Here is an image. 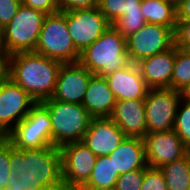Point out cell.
<instances>
[{"mask_svg": "<svg viewBox=\"0 0 190 190\" xmlns=\"http://www.w3.org/2000/svg\"><path fill=\"white\" fill-rule=\"evenodd\" d=\"M66 22L74 46L80 54L111 26L98 6L66 11Z\"/></svg>", "mask_w": 190, "mask_h": 190, "instance_id": "11", "label": "cell"}, {"mask_svg": "<svg viewBox=\"0 0 190 190\" xmlns=\"http://www.w3.org/2000/svg\"><path fill=\"white\" fill-rule=\"evenodd\" d=\"M22 4L45 14L59 11L57 0H21Z\"/></svg>", "mask_w": 190, "mask_h": 190, "instance_id": "33", "label": "cell"}, {"mask_svg": "<svg viewBox=\"0 0 190 190\" xmlns=\"http://www.w3.org/2000/svg\"><path fill=\"white\" fill-rule=\"evenodd\" d=\"M100 190H117V189L115 187H113V188L100 189Z\"/></svg>", "mask_w": 190, "mask_h": 190, "instance_id": "42", "label": "cell"}, {"mask_svg": "<svg viewBox=\"0 0 190 190\" xmlns=\"http://www.w3.org/2000/svg\"><path fill=\"white\" fill-rule=\"evenodd\" d=\"M47 14L23 4L5 26V54L34 51Z\"/></svg>", "mask_w": 190, "mask_h": 190, "instance_id": "7", "label": "cell"}, {"mask_svg": "<svg viewBox=\"0 0 190 190\" xmlns=\"http://www.w3.org/2000/svg\"><path fill=\"white\" fill-rule=\"evenodd\" d=\"M0 49H5V27L0 22Z\"/></svg>", "mask_w": 190, "mask_h": 190, "instance_id": "37", "label": "cell"}, {"mask_svg": "<svg viewBox=\"0 0 190 190\" xmlns=\"http://www.w3.org/2000/svg\"><path fill=\"white\" fill-rule=\"evenodd\" d=\"M92 75L80 62L62 63L51 99L82 104Z\"/></svg>", "mask_w": 190, "mask_h": 190, "instance_id": "14", "label": "cell"}, {"mask_svg": "<svg viewBox=\"0 0 190 190\" xmlns=\"http://www.w3.org/2000/svg\"><path fill=\"white\" fill-rule=\"evenodd\" d=\"M112 159L108 155L98 156L88 181L79 190H100L113 188L119 177Z\"/></svg>", "mask_w": 190, "mask_h": 190, "instance_id": "22", "label": "cell"}, {"mask_svg": "<svg viewBox=\"0 0 190 190\" xmlns=\"http://www.w3.org/2000/svg\"><path fill=\"white\" fill-rule=\"evenodd\" d=\"M110 118L118 125L126 137L143 139L147 134L145 100L116 101Z\"/></svg>", "mask_w": 190, "mask_h": 190, "instance_id": "17", "label": "cell"}, {"mask_svg": "<svg viewBox=\"0 0 190 190\" xmlns=\"http://www.w3.org/2000/svg\"><path fill=\"white\" fill-rule=\"evenodd\" d=\"M8 140L22 150L54 146L48 108L42 102H36L28 115L9 132Z\"/></svg>", "mask_w": 190, "mask_h": 190, "instance_id": "6", "label": "cell"}, {"mask_svg": "<svg viewBox=\"0 0 190 190\" xmlns=\"http://www.w3.org/2000/svg\"><path fill=\"white\" fill-rule=\"evenodd\" d=\"M61 65L34 51L14 53L7 59V77L42 102L53 95Z\"/></svg>", "mask_w": 190, "mask_h": 190, "instance_id": "2", "label": "cell"}, {"mask_svg": "<svg viewBox=\"0 0 190 190\" xmlns=\"http://www.w3.org/2000/svg\"><path fill=\"white\" fill-rule=\"evenodd\" d=\"M42 103L48 108L52 123V143L56 147L82 141L92 116L82 104L65 103L47 99Z\"/></svg>", "mask_w": 190, "mask_h": 190, "instance_id": "4", "label": "cell"}, {"mask_svg": "<svg viewBox=\"0 0 190 190\" xmlns=\"http://www.w3.org/2000/svg\"><path fill=\"white\" fill-rule=\"evenodd\" d=\"M175 62V46L145 58L137 63L142 78L150 89L171 88V77Z\"/></svg>", "mask_w": 190, "mask_h": 190, "instance_id": "18", "label": "cell"}, {"mask_svg": "<svg viewBox=\"0 0 190 190\" xmlns=\"http://www.w3.org/2000/svg\"><path fill=\"white\" fill-rule=\"evenodd\" d=\"M183 93L173 88L149 89L145 98L147 134L174 129L177 108Z\"/></svg>", "mask_w": 190, "mask_h": 190, "instance_id": "8", "label": "cell"}, {"mask_svg": "<svg viewBox=\"0 0 190 190\" xmlns=\"http://www.w3.org/2000/svg\"><path fill=\"white\" fill-rule=\"evenodd\" d=\"M11 169L9 164V140L0 146V190L8 184Z\"/></svg>", "mask_w": 190, "mask_h": 190, "instance_id": "31", "label": "cell"}, {"mask_svg": "<svg viewBox=\"0 0 190 190\" xmlns=\"http://www.w3.org/2000/svg\"><path fill=\"white\" fill-rule=\"evenodd\" d=\"M130 62L141 60L171 49L174 46V31L167 26L146 23L137 32L126 37Z\"/></svg>", "mask_w": 190, "mask_h": 190, "instance_id": "10", "label": "cell"}, {"mask_svg": "<svg viewBox=\"0 0 190 190\" xmlns=\"http://www.w3.org/2000/svg\"><path fill=\"white\" fill-rule=\"evenodd\" d=\"M146 23L141 10H132L125 12L123 16L118 18L111 25L126 38L130 34L137 32Z\"/></svg>", "mask_w": 190, "mask_h": 190, "instance_id": "27", "label": "cell"}, {"mask_svg": "<svg viewBox=\"0 0 190 190\" xmlns=\"http://www.w3.org/2000/svg\"><path fill=\"white\" fill-rule=\"evenodd\" d=\"M36 101L9 77L0 80V126L8 133L30 112Z\"/></svg>", "mask_w": 190, "mask_h": 190, "instance_id": "12", "label": "cell"}, {"mask_svg": "<svg viewBox=\"0 0 190 190\" xmlns=\"http://www.w3.org/2000/svg\"><path fill=\"white\" fill-rule=\"evenodd\" d=\"M9 133L0 126V146L8 141Z\"/></svg>", "mask_w": 190, "mask_h": 190, "instance_id": "38", "label": "cell"}, {"mask_svg": "<svg viewBox=\"0 0 190 190\" xmlns=\"http://www.w3.org/2000/svg\"><path fill=\"white\" fill-rule=\"evenodd\" d=\"M105 78L116 101L145 100L150 89L142 78L138 65L132 62L128 66L105 76Z\"/></svg>", "mask_w": 190, "mask_h": 190, "instance_id": "16", "label": "cell"}, {"mask_svg": "<svg viewBox=\"0 0 190 190\" xmlns=\"http://www.w3.org/2000/svg\"><path fill=\"white\" fill-rule=\"evenodd\" d=\"M65 190H79L90 178L97 156L82 141L60 147Z\"/></svg>", "mask_w": 190, "mask_h": 190, "instance_id": "9", "label": "cell"}, {"mask_svg": "<svg viewBox=\"0 0 190 190\" xmlns=\"http://www.w3.org/2000/svg\"><path fill=\"white\" fill-rule=\"evenodd\" d=\"M34 52L62 63L79 62L80 53L67 28L66 11L46 15Z\"/></svg>", "mask_w": 190, "mask_h": 190, "instance_id": "5", "label": "cell"}, {"mask_svg": "<svg viewBox=\"0 0 190 190\" xmlns=\"http://www.w3.org/2000/svg\"><path fill=\"white\" fill-rule=\"evenodd\" d=\"M57 2L60 11H71L97 6L93 0H58Z\"/></svg>", "mask_w": 190, "mask_h": 190, "instance_id": "34", "label": "cell"}, {"mask_svg": "<svg viewBox=\"0 0 190 190\" xmlns=\"http://www.w3.org/2000/svg\"><path fill=\"white\" fill-rule=\"evenodd\" d=\"M141 12L147 23L170 27L175 30L177 9L171 0H142Z\"/></svg>", "mask_w": 190, "mask_h": 190, "instance_id": "21", "label": "cell"}, {"mask_svg": "<svg viewBox=\"0 0 190 190\" xmlns=\"http://www.w3.org/2000/svg\"><path fill=\"white\" fill-rule=\"evenodd\" d=\"M173 130L190 150V101L184 96L181 98L177 108Z\"/></svg>", "mask_w": 190, "mask_h": 190, "instance_id": "26", "label": "cell"}, {"mask_svg": "<svg viewBox=\"0 0 190 190\" xmlns=\"http://www.w3.org/2000/svg\"><path fill=\"white\" fill-rule=\"evenodd\" d=\"M168 190H190V153L159 168Z\"/></svg>", "mask_w": 190, "mask_h": 190, "instance_id": "23", "label": "cell"}, {"mask_svg": "<svg viewBox=\"0 0 190 190\" xmlns=\"http://www.w3.org/2000/svg\"><path fill=\"white\" fill-rule=\"evenodd\" d=\"M142 0H103L99 5L101 13L112 24L125 12L141 10Z\"/></svg>", "mask_w": 190, "mask_h": 190, "instance_id": "25", "label": "cell"}, {"mask_svg": "<svg viewBox=\"0 0 190 190\" xmlns=\"http://www.w3.org/2000/svg\"><path fill=\"white\" fill-rule=\"evenodd\" d=\"M119 175L147 167L145 144L142 138L125 137L120 145L108 155Z\"/></svg>", "mask_w": 190, "mask_h": 190, "instance_id": "20", "label": "cell"}, {"mask_svg": "<svg viewBox=\"0 0 190 190\" xmlns=\"http://www.w3.org/2000/svg\"><path fill=\"white\" fill-rule=\"evenodd\" d=\"M143 140L146 164L150 168H160L189 152L174 130L146 134Z\"/></svg>", "mask_w": 190, "mask_h": 190, "instance_id": "13", "label": "cell"}, {"mask_svg": "<svg viewBox=\"0 0 190 190\" xmlns=\"http://www.w3.org/2000/svg\"><path fill=\"white\" fill-rule=\"evenodd\" d=\"M174 46L183 49H190V21L177 20L174 30Z\"/></svg>", "mask_w": 190, "mask_h": 190, "instance_id": "30", "label": "cell"}, {"mask_svg": "<svg viewBox=\"0 0 190 190\" xmlns=\"http://www.w3.org/2000/svg\"><path fill=\"white\" fill-rule=\"evenodd\" d=\"M116 99L105 77L93 74L88 82L82 105L93 118L110 117Z\"/></svg>", "mask_w": 190, "mask_h": 190, "instance_id": "19", "label": "cell"}, {"mask_svg": "<svg viewBox=\"0 0 190 190\" xmlns=\"http://www.w3.org/2000/svg\"><path fill=\"white\" fill-rule=\"evenodd\" d=\"M144 179V169H137L121 174L116 180L117 190H141Z\"/></svg>", "mask_w": 190, "mask_h": 190, "instance_id": "28", "label": "cell"}, {"mask_svg": "<svg viewBox=\"0 0 190 190\" xmlns=\"http://www.w3.org/2000/svg\"><path fill=\"white\" fill-rule=\"evenodd\" d=\"M79 62L92 74L105 77L131 62L126 38L112 25L81 54Z\"/></svg>", "mask_w": 190, "mask_h": 190, "instance_id": "3", "label": "cell"}, {"mask_svg": "<svg viewBox=\"0 0 190 190\" xmlns=\"http://www.w3.org/2000/svg\"><path fill=\"white\" fill-rule=\"evenodd\" d=\"M21 0H0V22L5 27L16 15Z\"/></svg>", "mask_w": 190, "mask_h": 190, "instance_id": "32", "label": "cell"}, {"mask_svg": "<svg viewBox=\"0 0 190 190\" xmlns=\"http://www.w3.org/2000/svg\"><path fill=\"white\" fill-rule=\"evenodd\" d=\"M103 0H93V2L98 6Z\"/></svg>", "mask_w": 190, "mask_h": 190, "instance_id": "41", "label": "cell"}, {"mask_svg": "<svg viewBox=\"0 0 190 190\" xmlns=\"http://www.w3.org/2000/svg\"><path fill=\"white\" fill-rule=\"evenodd\" d=\"M173 1L175 2L176 6H177L179 3L186 1V0H173Z\"/></svg>", "mask_w": 190, "mask_h": 190, "instance_id": "40", "label": "cell"}, {"mask_svg": "<svg viewBox=\"0 0 190 190\" xmlns=\"http://www.w3.org/2000/svg\"><path fill=\"white\" fill-rule=\"evenodd\" d=\"M141 190H168L163 173L159 168L146 167Z\"/></svg>", "mask_w": 190, "mask_h": 190, "instance_id": "29", "label": "cell"}, {"mask_svg": "<svg viewBox=\"0 0 190 190\" xmlns=\"http://www.w3.org/2000/svg\"><path fill=\"white\" fill-rule=\"evenodd\" d=\"M125 137L110 117L92 118L82 142L98 157L111 154Z\"/></svg>", "mask_w": 190, "mask_h": 190, "instance_id": "15", "label": "cell"}, {"mask_svg": "<svg viewBox=\"0 0 190 190\" xmlns=\"http://www.w3.org/2000/svg\"><path fill=\"white\" fill-rule=\"evenodd\" d=\"M7 59L5 49H0V80L7 76Z\"/></svg>", "mask_w": 190, "mask_h": 190, "instance_id": "36", "label": "cell"}, {"mask_svg": "<svg viewBox=\"0 0 190 190\" xmlns=\"http://www.w3.org/2000/svg\"><path fill=\"white\" fill-rule=\"evenodd\" d=\"M183 96L190 101V87L183 93Z\"/></svg>", "mask_w": 190, "mask_h": 190, "instance_id": "39", "label": "cell"}, {"mask_svg": "<svg viewBox=\"0 0 190 190\" xmlns=\"http://www.w3.org/2000/svg\"><path fill=\"white\" fill-rule=\"evenodd\" d=\"M9 164L4 190H65L59 147L22 150L9 141Z\"/></svg>", "mask_w": 190, "mask_h": 190, "instance_id": "1", "label": "cell"}, {"mask_svg": "<svg viewBox=\"0 0 190 190\" xmlns=\"http://www.w3.org/2000/svg\"><path fill=\"white\" fill-rule=\"evenodd\" d=\"M190 87V52L175 47L171 88L184 93Z\"/></svg>", "mask_w": 190, "mask_h": 190, "instance_id": "24", "label": "cell"}, {"mask_svg": "<svg viewBox=\"0 0 190 190\" xmlns=\"http://www.w3.org/2000/svg\"><path fill=\"white\" fill-rule=\"evenodd\" d=\"M176 9L177 20L190 21V0L179 3Z\"/></svg>", "mask_w": 190, "mask_h": 190, "instance_id": "35", "label": "cell"}]
</instances>
